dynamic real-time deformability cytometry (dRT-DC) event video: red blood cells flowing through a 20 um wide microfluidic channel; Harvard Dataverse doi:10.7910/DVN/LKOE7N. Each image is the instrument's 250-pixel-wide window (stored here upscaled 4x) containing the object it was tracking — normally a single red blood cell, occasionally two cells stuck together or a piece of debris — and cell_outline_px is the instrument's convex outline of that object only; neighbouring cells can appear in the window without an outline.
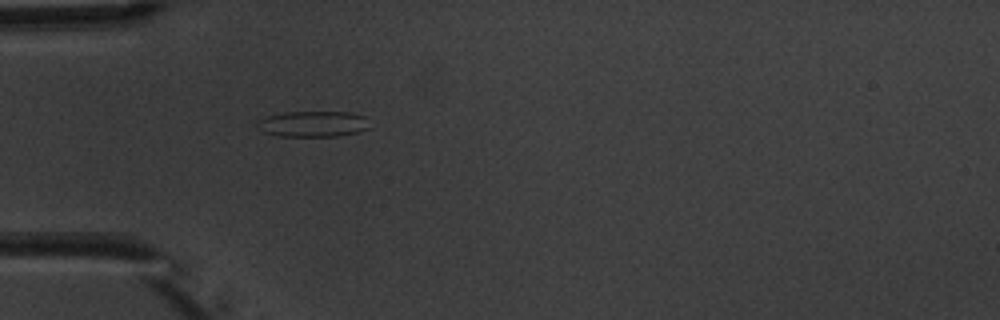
{"species": "common noctule bat (a hibernating species)", "species_latin": "Nyctalus noctula", "temperature_condition": "warm", "stored_images_in_passage": 4, "camera_frame_rate_fps": 3000, "um_per_image_px": 0.085, "animal": {"sex": "male", "body_mass_g": 20.1, "forearm_length_mm": 53.5}, "frame": {"image": 1, "passage_image": 4, "time_ms": 3.333, "image_size_px": [1000, 320], "cell_outline_px": [[372, 128], [340, 136], [276, 136], [264, 132], [256, 128], [256, 120], [264, 116], [284, 112], [348, 112], [364, 116]], "centroid_in_image_um": [26.55, 10.53], "position_along_channel_um": 58.4, "area_um2": 17.22}}